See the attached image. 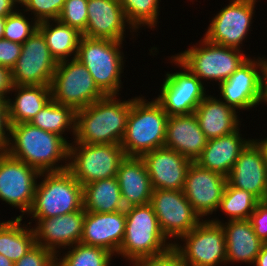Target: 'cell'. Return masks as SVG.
<instances>
[{
  "instance_id": "8",
  "label": "cell",
  "mask_w": 267,
  "mask_h": 266,
  "mask_svg": "<svg viewBox=\"0 0 267 266\" xmlns=\"http://www.w3.org/2000/svg\"><path fill=\"white\" fill-rule=\"evenodd\" d=\"M201 42V47H191L175 56L200 81L211 79L220 84L249 59L240 49L214 44L205 38Z\"/></svg>"
},
{
  "instance_id": "13",
  "label": "cell",
  "mask_w": 267,
  "mask_h": 266,
  "mask_svg": "<svg viewBox=\"0 0 267 266\" xmlns=\"http://www.w3.org/2000/svg\"><path fill=\"white\" fill-rule=\"evenodd\" d=\"M150 204L167 239L181 238L201 222L183 190H153Z\"/></svg>"
},
{
  "instance_id": "25",
  "label": "cell",
  "mask_w": 267,
  "mask_h": 266,
  "mask_svg": "<svg viewBox=\"0 0 267 266\" xmlns=\"http://www.w3.org/2000/svg\"><path fill=\"white\" fill-rule=\"evenodd\" d=\"M250 141L240 137L239 129L229 135L208 140L195 162L204 169L227 177L240 152Z\"/></svg>"
},
{
  "instance_id": "30",
  "label": "cell",
  "mask_w": 267,
  "mask_h": 266,
  "mask_svg": "<svg viewBox=\"0 0 267 266\" xmlns=\"http://www.w3.org/2000/svg\"><path fill=\"white\" fill-rule=\"evenodd\" d=\"M49 22L51 21L39 22L38 29L44 36L51 55L57 62L66 60L72 53H74L73 58H76L82 33L58 20H54L55 27Z\"/></svg>"
},
{
  "instance_id": "10",
  "label": "cell",
  "mask_w": 267,
  "mask_h": 266,
  "mask_svg": "<svg viewBox=\"0 0 267 266\" xmlns=\"http://www.w3.org/2000/svg\"><path fill=\"white\" fill-rule=\"evenodd\" d=\"M184 247L173 244L187 266H216L226 263L225 233L220 223L210 220L200 222L188 234L183 235Z\"/></svg>"
},
{
  "instance_id": "22",
  "label": "cell",
  "mask_w": 267,
  "mask_h": 266,
  "mask_svg": "<svg viewBox=\"0 0 267 266\" xmlns=\"http://www.w3.org/2000/svg\"><path fill=\"white\" fill-rule=\"evenodd\" d=\"M88 21L85 32L88 38L123 41L126 17L121 3L113 0H88Z\"/></svg>"
},
{
  "instance_id": "41",
  "label": "cell",
  "mask_w": 267,
  "mask_h": 266,
  "mask_svg": "<svg viewBox=\"0 0 267 266\" xmlns=\"http://www.w3.org/2000/svg\"><path fill=\"white\" fill-rule=\"evenodd\" d=\"M249 220L254 233L262 242L267 244V204L264 201L257 204Z\"/></svg>"
},
{
  "instance_id": "11",
  "label": "cell",
  "mask_w": 267,
  "mask_h": 266,
  "mask_svg": "<svg viewBox=\"0 0 267 266\" xmlns=\"http://www.w3.org/2000/svg\"><path fill=\"white\" fill-rule=\"evenodd\" d=\"M58 62L51 55L46 40L37 29L21 47V54L11 69L13 85H51Z\"/></svg>"
},
{
  "instance_id": "38",
  "label": "cell",
  "mask_w": 267,
  "mask_h": 266,
  "mask_svg": "<svg viewBox=\"0 0 267 266\" xmlns=\"http://www.w3.org/2000/svg\"><path fill=\"white\" fill-rule=\"evenodd\" d=\"M65 0H28L24 6L26 11H32L37 22L57 20L63 9Z\"/></svg>"
},
{
  "instance_id": "49",
  "label": "cell",
  "mask_w": 267,
  "mask_h": 266,
  "mask_svg": "<svg viewBox=\"0 0 267 266\" xmlns=\"http://www.w3.org/2000/svg\"><path fill=\"white\" fill-rule=\"evenodd\" d=\"M259 145L262 147L264 154H265V159H266V164H267V138L261 140L260 142L258 140H256Z\"/></svg>"
},
{
  "instance_id": "34",
  "label": "cell",
  "mask_w": 267,
  "mask_h": 266,
  "mask_svg": "<svg viewBox=\"0 0 267 266\" xmlns=\"http://www.w3.org/2000/svg\"><path fill=\"white\" fill-rule=\"evenodd\" d=\"M75 246V247H74ZM72 246V250L63 256V259L57 258L58 266H109L112 253L108 250L77 243ZM58 260H60L58 262Z\"/></svg>"
},
{
  "instance_id": "12",
  "label": "cell",
  "mask_w": 267,
  "mask_h": 266,
  "mask_svg": "<svg viewBox=\"0 0 267 266\" xmlns=\"http://www.w3.org/2000/svg\"><path fill=\"white\" fill-rule=\"evenodd\" d=\"M43 172L0 151V198L9 205L20 208L22 213L29 212L36 188V179ZM37 177V178H36Z\"/></svg>"
},
{
  "instance_id": "31",
  "label": "cell",
  "mask_w": 267,
  "mask_h": 266,
  "mask_svg": "<svg viewBox=\"0 0 267 266\" xmlns=\"http://www.w3.org/2000/svg\"><path fill=\"white\" fill-rule=\"evenodd\" d=\"M22 216L4 222L0 227V254L17 262L36 244L33 228L21 227Z\"/></svg>"
},
{
  "instance_id": "9",
  "label": "cell",
  "mask_w": 267,
  "mask_h": 266,
  "mask_svg": "<svg viewBox=\"0 0 267 266\" xmlns=\"http://www.w3.org/2000/svg\"><path fill=\"white\" fill-rule=\"evenodd\" d=\"M68 61L58 62L53 75L50 88L55 102L77 111L106 96L77 58Z\"/></svg>"
},
{
  "instance_id": "43",
  "label": "cell",
  "mask_w": 267,
  "mask_h": 266,
  "mask_svg": "<svg viewBox=\"0 0 267 266\" xmlns=\"http://www.w3.org/2000/svg\"><path fill=\"white\" fill-rule=\"evenodd\" d=\"M6 128V130H5ZM10 133V122L8 117L7 99L0 98V151H6L10 138L6 132Z\"/></svg>"
},
{
  "instance_id": "44",
  "label": "cell",
  "mask_w": 267,
  "mask_h": 266,
  "mask_svg": "<svg viewBox=\"0 0 267 266\" xmlns=\"http://www.w3.org/2000/svg\"><path fill=\"white\" fill-rule=\"evenodd\" d=\"M12 87L11 70L0 66V98L6 99L7 93L12 91Z\"/></svg>"
},
{
  "instance_id": "6",
  "label": "cell",
  "mask_w": 267,
  "mask_h": 266,
  "mask_svg": "<svg viewBox=\"0 0 267 266\" xmlns=\"http://www.w3.org/2000/svg\"><path fill=\"white\" fill-rule=\"evenodd\" d=\"M121 41L81 37L76 58L86 67L105 95H117L121 88L123 56Z\"/></svg>"
},
{
  "instance_id": "37",
  "label": "cell",
  "mask_w": 267,
  "mask_h": 266,
  "mask_svg": "<svg viewBox=\"0 0 267 266\" xmlns=\"http://www.w3.org/2000/svg\"><path fill=\"white\" fill-rule=\"evenodd\" d=\"M87 2L88 0H65L57 20L83 34L88 21Z\"/></svg>"
},
{
  "instance_id": "7",
  "label": "cell",
  "mask_w": 267,
  "mask_h": 266,
  "mask_svg": "<svg viewBox=\"0 0 267 266\" xmlns=\"http://www.w3.org/2000/svg\"><path fill=\"white\" fill-rule=\"evenodd\" d=\"M70 143L67 170L84 186L97 180L115 177L126 157L121 144Z\"/></svg>"
},
{
  "instance_id": "16",
  "label": "cell",
  "mask_w": 267,
  "mask_h": 266,
  "mask_svg": "<svg viewBox=\"0 0 267 266\" xmlns=\"http://www.w3.org/2000/svg\"><path fill=\"white\" fill-rule=\"evenodd\" d=\"M265 64L266 61L261 58L258 61L249 58L227 80L220 83V96L228 106L234 110L248 109L263 101Z\"/></svg>"
},
{
  "instance_id": "48",
  "label": "cell",
  "mask_w": 267,
  "mask_h": 266,
  "mask_svg": "<svg viewBox=\"0 0 267 266\" xmlns=\"http://www.w3.org/2000/svg\"><path fill=\"white\" fill-rule=\"evenodd\" d=\"M0 266H14V263L10 261L6 256L0 254Z\"/></svg>"
},
{
  "instance_id": "40",
  "label": "cell",
  "mask_w": 267,
  "mask_h": 266,
  "mask_svg": "<svg viewBox=\"0 0 267 266\" xmlns=\"http://www.w3.org/2000/svg\"><path fill=\"white\" fill-rule=\"evenodd\" d=\"M131 262L135 266H187L173 248L163 255L141 258Z\"/></svg>"
},
{
  "instance_id": "27",
  "label": "cell",
  "mask_w": 267,
  "mask_h": 266,
  "mask_svg": "<svg viewBox=\"0 0 267 266\" xmlns=\"http://www.w3.org/2000/svg\"><path fill=\"white\" fill-rule=\"evenodd\" d=\"M194 114L208 140L229 135L239 129L236 110L213 96L207 95L196 107Z\"/></svg>"
},
{
  "instance_id": "15",
  "label": "cell",
  "mask_w": 267,
  "mask_h": 266,
  "mask_svg": "<svg viewBox=\"0 0 267 266\" xmlns=\"http://www.w3.org/2000/svg\"><path fill=\"white\" fill-rule=\"evenodd\" d=\"M256 0H232L213 18L204 38L214 44L240 49L249 31Z\"/></svg>"
},
{
  "instance_id": "29",
  "label": "cell",
  "mask_w": 267,
  "mask_h": 266,
  "mask_svg": "<svg viewBox=\"0 0 267 266\" xmlns=\"http://www.w3.org/2000/svg\"><path fill=\"white\" fill-rule=\"evenodd\" d=\"M86 212L106 213L125 210L117 177L97 180L83 186Z\"/></svg>"
},
{
  "instance_id": "50",
  "label": "cell",
  "mask_w": 267,
  "mask_h": 266,
  "mask_svg": "<svg viewBox=\"0 0 267 266\" xmlns=\"http://www.w3.org/2000/svg\"><path fill=\"white\" fill-rule=\"evenodd\" d=\"M6 18H0V39H3Z\"/></svg>"
},
{
  "instance_id": "39",
  "label": "cell",
  "mask_w": 267,
  "mask_h": 266,
  "mask_svg": "<svg viewBox=\"0 0 267 266\" xmlns=\"http://www.w3.org/2000/svg\"><path fill=\"white\" fill-rule=\"evenodd\" d=\"M57 257L58 255L36 243L14 266H55Z\"/></svg>"
},
{
  "instance_id": "42",
  "label": "cell",
  "mask_w": 267,
  "mask_h": 266,
  "mask_svg": "<svg viewBox=\"0 0 267 266\" xmlns=\"http://www.w3.org/2000/svg\"><path fill=\"white\" fill-rule=\"evenodd\" d=\"M22 44L0 39V66L12 69L21 54Z\"/></svg>"
},
{
  "instance_id": "46",
  "label": "cell",
  "mask_w": 267,
  "mask_h": 266,
  "mask_svg": "<svg viewBox=\"0 0 267 266\" xmlns=\"http://www.w3.org/2000/svg\"><path fill=\"white\" fill-rule=\"evenodd\" d=\"M256 266H267V244H264L254 263Z\"/></svg>"
},
{
  "instance_id": "51",
  "label": "cell",
  "mask_w": 267,
  "mask_h": 266,
  "mask_svg": "<svg viewBox=\"0 0 267 266\" xmlns=\"http://www.w3.org/2000/svg\"><path fill=\"white\" fill-rule=\"evenodd\" d=\"M27 1H28V0H20L18 3H19V4L21 3V5H24Z\"/></svg>"
},
{
  "instance_id": "21",
  "label": "cell",
  "mask_w": 267,
  "mask_h": 266,
  "mask_svg": "<svg viewBox=\"0 0 267 266\" xmlns=\"http://www.w3.org/2000/svg\"><path fill=\"white\" fill-rule=\"evenodd\" d=\"M126 227L125 210L106 213L85 212L80 243L118 253Z\"/></svg>"
},
{
  "instance_id": "1",
  "label": "cell",
  "mask_w": 267,
  "mask_h": 266,
  "mask_svg": "<svg viewBox=\"0 0 267 266\" xmlns=\"http://www.w3.org/2000/svg\"><path fill=\"white\" fill-rule=\"evenodd\" d=\"M11 135L6 152L13 158L41 172H58L68 168V163L56 166L69 157L70 143L64 137L44 131L29 122L10 125ZM65 158V159H64Z\"/></svg>"
},
{
  "instance_id": "19",
  "label": "cell",
  "mask_w": 267,
  "mask_h": 266,
  "mask_svg": "<svg viewBox=\"0 0 267 266\" xmlns=\"http://www.w3.org/2000/svg\"><path fill=\"white\" fill-rule=\"evenodd\" d=\"M153 190H183L192 160L165 146L141 156Z\"/></svg>"
},
{
  "instance_id": "52",
  "label": "cell",
  "mask_w": 267,
  "mask_h": 266,
  "mask_svg": "<svg viewBox=\"0 0 267 266\" xmlns=\"http://www.w3.org/2000/svg\"><path fill=\"white\" fill-rule=\"evenodd\" d=\"M263 201L267 204V192Z\"/></svg>"
},
{
  "instance_id": "53",
  "label": "cell",
  "mask_w": 267,
  "mask_h": 266,
  "mask_svg": "<svg viewBox=\"0 0 267 266\" xmlns=\"http://www.w3.org/2000/svg\"><path fill=\"white\" fill-rule=\"evenodd\" d=\"M113 1H116V2H119V3H121V1H122V0H113Z\"/></svg>"
},
{
  "instance_id": "20",
  "label": "cell",
  "mask_w": 267,
  "mask_h": 266,
  "mask_svg": "<svg viewBox=\"0 0 267 266\" xmlns=\"http://www.w3.org/2000/svg\"><path fill=\"white\" fill-rule=\"evenodd\" d=\"M85 212V209L82 208L52 218H34L38 220V226L33 228L36 243L55 255L59 252L56 247L64 246L65 248L80 243L83 235Z\"/></svg>"
},
{
  "instance_id": "23",
  "label": "cell",
  "mask_w": 267,
  "mask_h": 266,
  "mask_svg": "<svg viewBox=\"0 0 267 266\" xmlns=\"http://www.w3.org/2000/svg\"><path fill=\"white\" fill-rule=\"evenodd\" d=\"M208 139L202 132L194 113L168 116L164 146L179 152L195 162Z\"/></svg>"
},
{
  "instance_id": "5",
  "label": "cell",
  "mask_w": 267,
  "mask_h": 266,
  "mask_svg": "<svg viewBox=\"0 0 267 266\" xmlns=\"http://www.w3.org/2000/svg\"><path fill=\"white\" fill-rule=\"evenodd\" d=\"M44 180L36 184L29 214L33 218H52L83 208V186L68 170L43 172Z\"/></svg>"
},
{
  "instance_id": "4",
  "label": "cell",
  "mask_w": 267,
  "mask_h": 266,
  "mask_svg": "<svg viewBox=\"0 0 267 266\" xmlns=\"http://www.w3.org/2000/svg\"><path fill=\"white\" fill-rule=\"evenodd\" d=\"M125 216V235L117 254L133 261L160 256L173 248V243H166L150 203L125 208Z\"/></svg>"
},
{
  "instance_id": "35",
  "label": "cell",
  "mask_w": 267,
  "mask_h": 266,
  "mask_svg": "<svg viewBox=\"0 0 267 266\" xmlns=\"http://www.w3.org/2000/svg\"><path fill=\"white\" fill-rule=\"evenodd\" d=\"M159 0H122L121 6L130 28L138 29L145 24L150 28L157 23Z\"/></svg>"
},
{
  "instance_id": "26",
  "label": "cell",
  "mask_w": 267,
  "mask_h": 266,
  "mask_svg": "<svg viewBox=\"0 0 267 266\" xmlns=\"http://www.w3.org/2000/svg\"><path fill=\"white\" fill-rule=\"evenodd\" d=\"M220 223L225 233L226 262L255 263L257 255L265 244L254 233L253 226L247 220H229L225 225L219 220H211Z\"/></svg>"
},
{
  "instance_id": "33",
  "label": "cell",
  "mask_w": 267,
  "mask_h": 266,
  "mask_svg": "<svg viewBox=\"0 0 267 266\" xmlns=\"http://www.w3.org/2000/svg\"><path fill=\"white\" fill-rule=\"evenodd\" d=\"M259 202L252 193L227 183L218 208L229 215V220H247Z\"/></svg>"
},
{
  "instance_id": "28",
  "label": "cell",
  "mask_w": 267,
  "mask_h": 266,
  "mask_svg": "<svg viewBox=\"0 0 267 266\" xmlns=\"http://www.w3.org/2000/svg\"><path fill=\"white\" fill-rule=\"evenodd\" d=\"M18 92L15 102L7 99L10 125L29 122L51 99L50 85H13Z\"/></svg>"
},
{
  "instance_id": "24",
  "label": "cell",
  "mask_w": 267,
  "mask_h": 266,
  "mask_svg": "<svg viewBox=\"0 0 267 266\" xmlns=\"http://www.w3.org/2000/svg\"><path fill=\"white\" fill-rule=\"evenodd\" d=\"M116 177L125 208L150 203L153 188L141 157L126 156L119 165Z\"/></svg>"
},
{
  "instance_id": "18",
  "label": "cell",
  "mask_w": 267,
  "mask_h": 266,
  "mask_svg": "<svg viewBox=\"0 0 267 266\" xmlns=\"http://www.w3.org/2000/svg\"><path fill=\"white\" fill-rule=\"evenodd\" d=\"M227 183L237 189L246 190L263 201L267 192V164L262 147L251 140L240 152Z\"/></svg>"
},
{
  "instance_id": "17",
  "label": "cell",
  "mask_w": 267,
  "mask_h": 266,
  "mask_svg": "<svg viewBox=\"0 0 267 266\" xmlns=\"http://www.w3.org/2000/svg\"><path fill=\"white\" fill-rule=\"evenodd\" d=\"M226 184L227 179L223 175L192 162L187 171L183 193L195 212L203 218L218 209Z\"/></svg>"
},
{
  "instance_id": "32",
  "label": "cell",
  "mask_w": 267,
  "mask_h": 266,
  "mask_svg": "<svg viewBox=\"0 0 267 266\" xmlns=\"http://www.w3.org/2000/svg\"><path fill=\"white\" fill-rule=\"evenodd\" d=\"M29 123L61 137L66 128H72L75 135L76 111L51 99Z\"/></svg>"
},
{
  "instance_id": "2",
  "label": "cell",
  "mask_w": 267,
  "mask_h": 266,
  "mask_svg": "<svg viewBox=\"0 0 267 266\" xmlns=\"http://www.w3.org/2000/svg\"><path fill=\"white\" fill-rule=\"evenodd\" d=\"M115 97L106 95L76 111L75 142L121 144L132 99L121 102Z\"/></svg>"
},
{
  "instance_id": "14",
  "label": "cell",
  "mask_w": 267,
  "mask_h": 266,
  "mask_svg": "<svg viewBox=\"0 0 267 266\" xmlns=\"http://www.w3.org/2000/svg\"><path fill=\"white\" fill-rule=\"evenodd\" d=\"M173 61L185 70L184 72L167 73L161 88V94L155 100L162 106L168 116L192 114L206 97L205 88L202 81L175 57H173Z\"/></svg>"
},
{
  "instance_id": "36",
  "label": "cell",
  "mask_w": 267,
  "mask_h": 266,
  "mask_svg": "<svg viewBox=\"0 0 267 266\" xmlns=\"http://www.w3.org/2000/svg\"><path fill=\"white\" fill-rule=\"evenodd\" d=\"M34 21V25H30L21 12L11 13L6 17L3 39L23 44L38 29V22Z\"/></svg>"
},
{
  "instance_id": "47",
  "label": "cell",
  "mask_w": 267,
  "mask_h": 266,
  "mask_svg": "<svg viewBox=\"0 0 267 266\" xmlns=\"http://www.w3.org/2000/svg\"><path fill=\"white\" fill-rule=\"evenodd\" d=\"M264 82H263V102L267 103V60L263 71Z\"/></svg>"
},
{
  "instance_id": "45",
  "label": "cell",
  "mask_w": 267,
  "mask_h": 266,
  "mask_svg": "<svg viewBox=\"0 0 267 266\" xmlns=\"http://www.w3.org/2000/svg\"><path fill=\"white\" fill-rule=\"evenodd\" d=\"M16 2L15 0H0V18H6L8 15L15 12L13 7Z\"/></svg>"
},
{
  "instance_id": "3",
  "label": "cell",
  "mask_w": 267,
  "mask_h": 266,
  "mask_svg": "<svg viewBox=\"0 0 267 266\" xmlns=\"http://www.w3.org/2000/svg\"><path fill=\"white\" fill-rule=\"evenodd\" d=\"M133 98L126 131L121 141L126 156L143 154L164 146L168 114L156 101Z\"/></svg>"
}]
</instances>
